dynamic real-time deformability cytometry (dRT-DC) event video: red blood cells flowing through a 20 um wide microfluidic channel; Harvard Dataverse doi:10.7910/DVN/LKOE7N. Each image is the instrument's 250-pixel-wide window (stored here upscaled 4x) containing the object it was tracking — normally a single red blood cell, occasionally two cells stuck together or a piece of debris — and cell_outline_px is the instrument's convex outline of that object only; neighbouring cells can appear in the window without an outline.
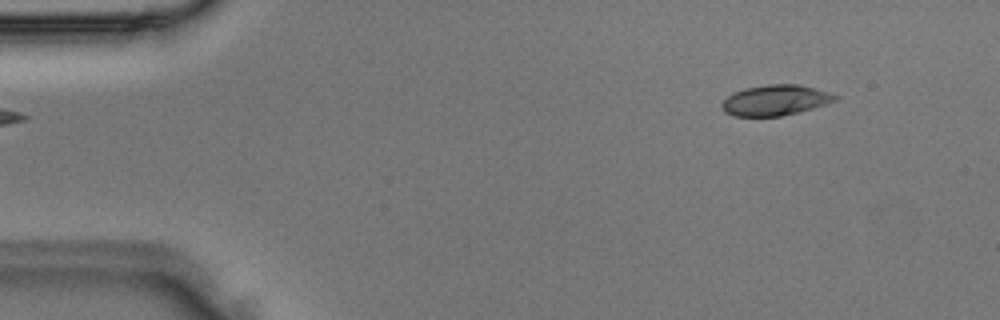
{"species": "Egyptian fruit bat (a non-hibernating species)", "species_latin": "Rousettus aegyptiacus", "temperature_condition": "room temperature", "stored_images_in_passage": 4, "camera_frame_rate_fps": 3000, "um_per_image_px": 0.085, "animal": {"sex": "male"}, "frame": {"image": 1, "passage_image": 2, "time_ms": 0.333, "image_size_px": [1000, 320], "cell_outline_px": [[840, 96], [836, 100], [812, 108], [780, 116], [736, 116], [724, 112], [720, 104], [732, 92], [744, 88], [768, 84], [796, 84], [828, 92]], "centroid_in_image_um": [65.85, 8.51], "position_along_channel_um": 19.1, "area_um2": 19.94}}
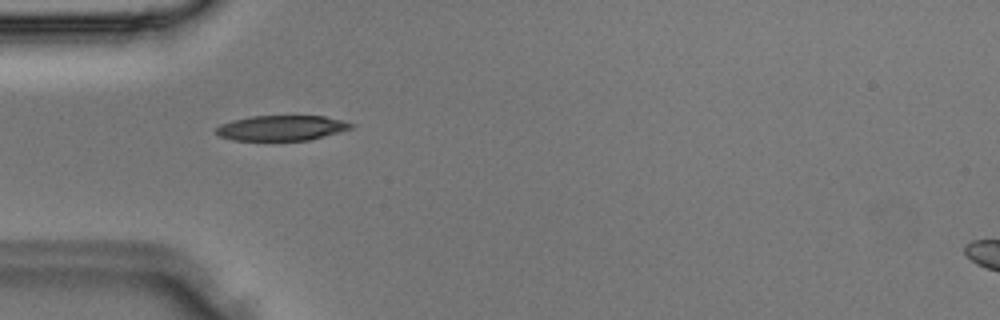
{"frame": {"image": 2, "passage_image": 4, "time_ms": 1.0, "image_size_px": [1000, 320], "cell_outline_px": [[356, 124], [352, 128], [340, 132], [308, 140], [232, 140], [220, 136], [216, 132], [216, 128], [220, 124], [232, 120], [252, 116], [324, 116]], "centroid_in_image_um": [23.93, 10.87], "position_along_channel_um": 61.1, "area_um2": 19.71}}